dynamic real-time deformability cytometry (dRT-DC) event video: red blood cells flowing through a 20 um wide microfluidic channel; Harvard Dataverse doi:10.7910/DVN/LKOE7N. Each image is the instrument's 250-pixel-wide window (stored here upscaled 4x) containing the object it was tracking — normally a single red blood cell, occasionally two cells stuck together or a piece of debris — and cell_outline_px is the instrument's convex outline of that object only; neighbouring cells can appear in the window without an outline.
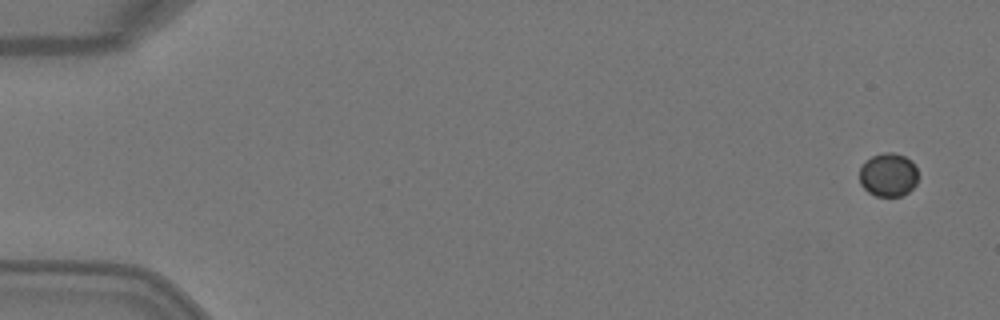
{"species": "Egyptian fruit bat (a non-hibernating species)", "species_latin": "Rousettus aegyptiacus", "temperature_condition": "warm", "stored_images_in_passage": 6, "camera_frame_rate_fps": 3000, "um_per_image_px": 0.085, "animal": {"sex": "female"}, "frame": {"image": 1, "passage_image": 1, "time_ms": 0.0, "image_size_px": [1000, 320], "cell_outline_px": [[916, 184], [908, 192], [900, 196], [876, 196], [868, 192], [860, 184], [860, 168], [872, 156], [884, 152], [892, 152], [904, 156], [912, 160], [916, 168]], "centroid_in_image_um": [75.5, 14.86], "position_along_channel_um": 9.5, "area_um2": 14.74}}
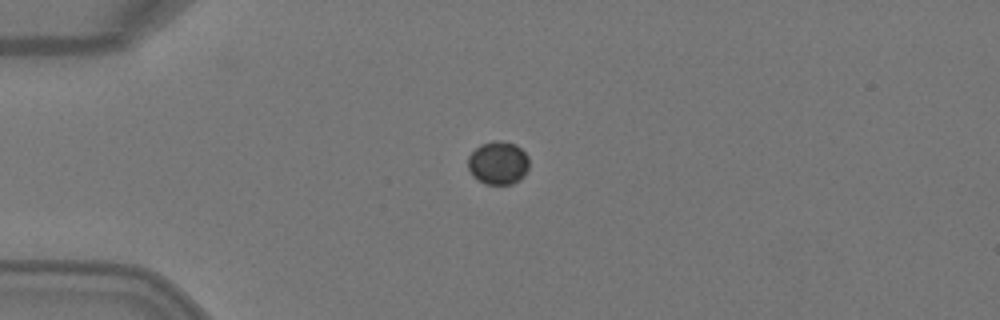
{"frame": {"image": 2, "passage_image": 4, "time_ms": 1.0, "image_size_px": [1000, 320], "cell_outline_px": [[528, 168], [524, 176], [520, 180], [512, 184], [488, 184], [472, 176], [468, 168], [468, 156], [480, 144], [492, 140], [504, 140], [516, 144], [528, 156]], "centroid_in_image_um": [42.35, 13.82], "position_along_channel_um": 42.7, "area_um2": 15.55}}